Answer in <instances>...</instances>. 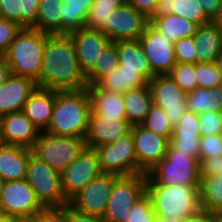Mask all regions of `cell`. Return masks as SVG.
Returning <instances> with one entry per match:
<instances>
[{"label": "cell", "mask_w": 222, "mask_h": 222, "mask_svg": "<svg viewBox=\"0 0 222 222\" xmlns=\"http://www.w3.org/2000/svg\"><path fill=\"white\" fill-rule=\"evenodd\" d=\"M37 87L33 79L12 74L0 87V117L22 111Z\"/></svg>", "instance_id": "cell-20"}, {"label": "cell", "mask_w": 222, "mask_h": 222, "mask_svg": "<svg viewBox=\"0 0 222 222\" xmlns=\"http://www.w3.org/2000/svg\"><path fill=\"white\" fill-rule=\"evenodd\" d=\"M148 81L137 71L116 69L102 77L96 85L101 89L124 94L130 89L144 87Z\"/></svg>", "instance_id": "cell-28"}, {"label": "cell", "mask_w": 222, "mask_h": 222, "mask_svg": "<svg viewBox=\"0 0 222 222\" xmlns=\"http://www.w3.org/2000/svg\"><path fill=\"white\" fill-rule=\"evenodd\" d=\"M186 104L187 110L198 114L208 111L222 112V87H196L186 94Z\"/></svg>", "instance_id": "cell-31"}, {"label": "cell", "mask_w": 222, "mask_h": 222, "mask_svg": "<svg viewBox=\"0 0 222 222\" xmlns=\"http://www.w3.org/2000/svg\"><path fill=\"white\" fill-rule=\"evenodd\" d=\"M36 222H67V205L43 207L36 213Z\"/></svg>", "instance_id": "cell-46"}, {"label": "cell", "mask_w": 222, "mask_h": 222, "mask_svg": "<svg viewBox=\"0 0 222 222\" xmlns=\"http://www.w3.org/2000/svg\"><path fill=\"white\" fill-rule=\"evenodd\" d=\"M3 184H4V180L0 176V197H1L2 189H3Z\"/></svg>", "instance_id": "cell-60"}, {"label": "cell", "mask_w": 222, "mask_h": 222, "mask_svg": "<svg viewBox=\"0 0 222 222\" xmlns=\"http://www.w3.org/2000/svg\"><path fill=\"white\" fill-rule=\"evenodd\" d=\"M54 103V90L37 87L24 104L22 111L38 130L43 132L51 121Z\"/></svg>", "instance_id": "cell-23"}, {"label": "cell", "mask_w": 222, "mask_h": 222, "mask_svg": "<svg viewBox=\"0 0 222 222\" xmlns=\"http://www.w3.org/2000/svg\"><path fill=\"white\" fill-rule=\"evenodd\" d=\"M139 41L154 75L169 74L177 63L172 37L162 35L151 23Z\"/></svg>", "instance_id": "cell-11"}, {"label": "cell", "mask_w": 222, "mask_h": 222, "mask_svg": "<svg viewBox=\"0 0 222 222\" xmlns=\"http://www.w3.org/2000/svg\"><path fill=\"white\" fill-rule=\"evenodd\" d=\"M156 222H182L178 218H165L163 214H156Z\"/></svg>", "instance_id": "cell-55"}, {"label": "cell", "mask_w": 222, "mask_h": 222, "mask_svg": "<svg viewBox=\"0 0 222 222\" xmlns=\"http://www.w3.org/2000/svg\"><path fill=\"white\" fill-rule=\"evenodd\" d=\"M221 32H222V19H220L218 22H217Z\"/></svg>", "instance_id": "cell-61"}, {"label": "cell", "mask_w": 222, "mask_h": 222, "mask_svg": "<svg viewBox=\"0 0 222 222\" xmlns=\"http://www.w3.org/2000/svg\"><path fill=\"white\" fill-rule=\"evenodd\" d=\"M200 178L201 209L222 216V173Z\"/></svg>", "instance_id": "cell-32"}, {"label": "cell", "mask_w": 222, "mask_h": 222, "mask_svg": "<svg viewBox=\"0 0 222 222\" xmlns=\"http://www.w3.org/2000/svg\"><path fill=\"white\" fill-rule=\"evenodd\" d=\"M126 120L132 125H141L153 104L149 85L130 89L123 94Z\"/></svg>", "instance_id": "cell-27"}, {"label": "cell", "mask_w": 222, "mask_h": 222, "mask_svg": "<svg viewBox=\"0 0 222 222\" xmlns=\"http://www.w3.org/2000/svg\"><path fill=\"white\" fill-rule=\"evenodd\" d=\"M168 75L186 94L197 87L196 64L177 62Z\"/></svg>", "instance_id": "cell-37"}, {"label": "cell", "mask_w": 222, "mask_h": 222, "mask_svg": "<svg viewBox=\"0 0 222 222\" xmlns=\"http://www.w3.org/2000/svg\"><path fill=\"white\" fill-rule=\"evenodd\" d=\"M0 17L21 26L20 0H0Z\"/></svg>", "instance_id": "cell-48"}, {"label": "cell", "mask_w": 222, "mask_h": 222, "mask_svg": "<svg viewBox=\"0 0 222 222\" xmlns=\"http://www.w3.org/2000/svg\"><path fill=\"white\" fill-rule=\"evenodd\" d=\"M132 125L126 118H111L90 115L88 131L85 136L87 148L95 149L124 137L131 132Z\"/></svg>", "instance_id": "cell-19"}, {"label": "cell", "mask_w": 222, "mask_h": 222, "mask_svg": "<svg viewBox=\"0 0 222 222\" xmlns=\"http://www.w3.org/2000/svg\"><path fill=\"white\" fill-rule=\"evenodd\" d=\"M200 162L171 144L165 158L148 173L146 185L200 187Z\"/></svg>", "instance_id": "cell-4"}, {"label": "cell", "mask_w": 222, "mask_h": 222, "mask_svg": "<svg viewBox=\"0 0 222 222\" xmlns=\"http://www.w3.org/2000/svg\"><path fill=\"white\" fill-rule=\"evenodd\" d=\"M40 131L23 111L0 117V143L31 149Z\"/></svg>", "instance_id": "cell-17"}, {"label": "cell", "mask_w": 222, "mask_h": 222, "mask_svg": "<svg viewBox=\"0 0 222 222\" xmlns=\"http://www.w3.org/2000/svg\"><path fill=\"white\" fill-rule=\"evenodd\" d=\"M126 3L128 0H94L86 20V27L98 29L108 36L110 15Z\"/></svg>", "instance_id": "cell-34"}, {"label": "cell", "mask_w": 222, "mask_h": 222, "mask_svg": "<svg viewBox=\"0 0 222 222\" xmlns=\"http://www.w3.org/2000/svg\"><path fill=\"white\" fill-rule=\"evenodd\" d=\"M91 113V101L87 88L55 91L53 113L45 132L85 138Z\"/></svg>", "instance_id": "cell-2"}, {"label": "cell", "mask_w": 222, "mask_h": 222, "mask_svg": "<svg viewBox=\"0 0 222 222\" xmlns=\"http://www.w3.org/2000/svg\"><path fill=\"white\" fill-rule=\"evenodd\" d=\"M134 140L138 174H147L166 156L170 140L162 135L146 129L142 125L131 128Z\"/></svg>", "instance_id": "cell-15"}, {"label": "cell", "mask_w": 222, "mask_h": 222, "mask_svg": "<svg viewBox=\"0 0 222 222\" xmlns=\"http://www.w3.org/2000/svg\"><path fill=\"white\" fill-rule=\"evenodd\" d=\"M67 222H107L103 217L84 214L67 204Z\"/></svg>", "instance_id": "cell-50"}, {"label": "cell", "mask_w": 222, "mask_h": 222, "mask_svg": "<svg viewBox=\"0 0 222 222\" xmlns=\"http://www.w3.org/2000/svg\"><path fill=\"white\" fill-rule=\"evenodd\" d=\"M150 24L149 18L126 3L115 9L108 19V37L111 42L136 40Z\"/></svg>", "instance_id": "cell-16"}, {"label": "cell", "mask_w": 222, "mask_h": 222, "mask_svg": "<svg viewBox=\"0 0 222 222\" xmlns=\"http://www.w3.org/2000/svg\"><path fill=\"white\" fill-rule=\"evenodd\" d=\"M205 14L213 20L219 11L221 0H198Z\"/></svg>", "instance_id": "cell-53"}, {"label": "cell", "mask_w": 222, "mask_h": 222, "mask_svg": "<svg viewBox=\"0 0 222 222\" xmlns=\"http://www.w3.org/2000/svg\"><path fill=\"white\" fill-rule=\"evenodd\" d=\"M220 19H222V0L219 6V11L216 17L212 20V22L217 23Z\"/></svg>", "instance_id": "cell-59"}, {"label": "cell", "mask_w": 222, "mask_h": 222, "mask_svg": "<svg viewBox=\"0 0 222 222\" xmlns=\"http://www.w3.org/2000/svg\"><path fill=\"white\" fill-rule=\"evenodd\" d=\"M148 85L153 104L160 106L175 126L187 111L186 93L168 75H155Z\"/></svg>", "instance_id": "cell-12"}, {"label": "cell", "mask_w": 222, "mask_h": 222, "mask_svg": "<svg viewBox=\"0 0 222 222\" xmlns=\"http://www.w3.org/2000/svg\"><path fill=\"white\" fill-rule=\"evenodd\" d=\"M92 113L96 116L126 118L123 94L88 85Z\"/></svg>", "instance_id": "cell-26"}, {"label": "cell", "mask_w": 222, "mask_h": 222, "mask_svg": "<svg viewBox=\"0 0 222 222\" xmlns=\"http://www.w3.org/2000/svg\"><path fill=\"white\" fill-rule=\"evenodd\" d=\"M68 35L76 46L77 59L85 74L94 66L103 49L111 42L102 31L86 26Z\"/></svg>", "instance_id": "cell-18"}, {"label": "cell", "mask_w": 222, "mask_h": 222, "mask_svg": "<svg viewBox=\"0 0 222 222\" xmlns=\"http://www.w3.org/2000/svg\"><path fill=\"white\" fill-rule=\"evenodd\" d=\"M124 222H156L152 201L147 193L136 201Z\"/></svg>", "instance_id": "cell-40"}, {"label": "cell", "mask_w": 222, "mask_h": 222, "mask_svg": "<svg viewBox=\"0 0 222 222\" xmlns=\"http://www.w3.org/2000/svg\"><path fill=\"white\" fill-rule=\"evenodd\" d=\"M141 125L155 134L162 135L169 140L173 134L174 126L171 124L168 116L164 113V110L155 104H152L148 115Z\"/></svg>", "instance_id": "cell-36"}, {"label": "cell", "mask_w": 222, "mask_h": 222, "mask_svg": "<svg viewBox=\"0 0 222 222\" xmlns=\"http://www.w3.org/2000/svg\"><path fill=\"white\" fill-rule=\"evenodd\" d=\"M116 44L119 66L117 69L137 71L148 82L155 76L139 39L119 40Z\"/></svg>", "instance_id": "cell-21"}, {"label": "cell", "mask_w": 222, "mask_h": 222, "mask_svg": "<svg viewBox=\"0 0 222 222\" xmlns=\"http://www.w3.org/2000/svg\"><path fill=\"white\" fill-rule=\"evenodd\" d=\"M169 14L185 18L198 26L212 22L198 0H158L153 14L149 17V22Z\"/></svg>", "instance_id": "cell-22"}, {"label": "cell", "mask_w": 222, "mask_h": 222, "mask_svg": "<svg viewBox=\"0 0 222 222\" xmlns=\"http://www.w3.org/2000/svg\"><path fill=\"white\" fill-rule=\"evenodd\" d=\"M171 138H201L199 114L187 110L174 126Z\"/></svg>", "instance_id": "cell-38"}, {"label": "cell", "mask_w": 222, "mask_h": 222, "mask_svg": "<svg viewBox=\"0 0 222 222\" xmlns=\"http://www.w3.org/2000/svg\"><path fill=\"white\" fill-rule=\"evenodd\" d=\"M155 214L165 218H178L181 221L201 209L199 187L146 185Z\"/></svg>", "instance_id": "cell-5"}, {"label": "cell", "mask_w": 222, "mask_h": 222, "mask_svg": "<svg viewBox=\"0 0 222 222\" xmlns=\"http://www.w3.org/2000/svg\"><path fill=\"white\" fill-rule=\"evenodd\" d=\"M21 29L22 27L18 23L0 17V54L4 55L7 52Z\"/></svg>", "instance_id": "cell-44"}, {"label": "cell", "mask_w": 222, "mask_h": 222, "mask_svg": "<svg viewBox=\"0 0 222 222\" xmlns=\"http://www.w3.org/2000/svg\"><path fill=\"white\" fill-rule=\"evenodd\" d=\"M222 173V155L200 162V177L215 176Z\"/></svg>", "instance_id": "cell-49"}, {"label": "cell", "mask_w": 222, "mask_h": 222, "mask_svg": "<svg viewBox=\"0 0 222 222\" xmlns=\"http://www.w3.org/2000/svg\"><path fill=\"white\" fill-rule=\"evenodd\" d=\"M170 144L200 162V138H171Z\"/></svg>", "instance_id": "cell-47"}, {"label": "cell", "mask_w": 222, "mask_h": 222, "mask_svg": "<svg viewBox=\"0 0 222 222\" xmlns=\"http://www.w3.org/2000/svg\"><path fill=\"white\" fill-rule=\"evenodd\" d=\"M16 222H36V214L34 216H17Z\"/></svg>", "instance_id": "cell-57"}, {"label": "cell", "mask_w": 222, "mask_h": 222, "mask_svg": "<svg viewBox=\"0 0 222 222\" xmlns=\"http://www.w3.org/2000/svg\"><path fill=\"white\" fill-rule=\"evenodd\" d=\"M17 216L14 215H6L1 214L0 215V222H16Z\"/></svg>", "instance_id": "cell-56"}, {"label": "cell", "mask_w": 222, "mask_h": 222, "mask_svg": "<svg viewBox=\"0 0 222 222\" xmlns=\"http://www.w3.org/2000/svg\"><path fill=\"white\" fill-rule=\"evenodd\" d=\"M62 0H40L35 30L51 35L61 34Z\"/></svg>", "instance_id": "cell-30"}, {"label": "cell", "mask_w": 222, "mask_h": 222, "mask_svg": "<svg viewBox=\"0 0 222 222\" xmlns=\"http://www.w3.org/2000/svg\"><path fill=\"white\" fill-rule=\"evenodd\" d=\"M63 15L61 21V34L86 26V20L94 0H62Z\"/></svg>", "instance_id": "cell-29"}, {"label": "cell", "mask_w": 222, "mask_h": 222, "mask_svg": "<svg viewBox=\"0 0 222 222\" xmlns=\"http://www.w3.org/2000/svg\"><path fill=\"white\" fill-rule=\"evenodd\" d=\"M101 173L96 151L91 148H86L61 172L62 190L66 199L69 201Z\"/></svg>", "instance_id": "cell-14"}, {"label": "cell", "mask_w": 222, "mask_h": 222, "mask_svg": "<svg viewBox=\"0 0 222 222\" xmlns=\"http://www.w3.org/2000/svg\"><path fill=\"white\" fill-rule=\"evenodd\" d=\"M222 155L221 134L200 138V162L212 157Z\"/></svg>", "instance_id": "cell-43"}, {"label": "cell", "mask_w": 222, "mask_h": 222, "mask_svg": "<svg viewBox=\"0 0 222 222\" xmlns=\"http://www.w3.org/2000/svg\"><path fill=\"white\" fill-rule=\"evenodd\" d=\"M197 63L216 62L222 53V32L217 23L198 26L193 35Z\"/></svg>", "instance_id": "cell-24"}, {"label": "cell", "mask_w": 222, "mask_h": 222, "mask_svg": "<svg viewBox=\"0 0 222 222\" xmlns=\"http://www.w3.org/2000/svg\"><path fill=\"white\" fill-rule=\"evenodd\" d=\"M182 222H222V216L200 209L195 214L184 218Z\"/></svg>", "instance_id": "cell-51"}, {"label": "cell", "mask_w": 222, "mask_h": 222, "mask_svg": "<svg viewBox=\"0 0 222 222\" xmlns=\"http://www.w3.org/2000/svg\"><path fill=\"white\" fill-rule=\"evenodd\" d=\"M197 87L214 88L221 86V72L216 62L196 63Z\"/></svg>", "instance_id": "cell-39"}, {"label": "cell", "mask_w": 222, "mask_h": 222, "mask_svg": "<svg viewBox=\"0 0 222 222\" xmlns=\"http://www.w3.org/2000/svg\"><path fill=\"white\" fill-rule=\"evenodd\" d=\"M40 0H20L21 27L32 28L37 19Z\"/></svg>", "instance_id": "cell-45"}, {"label": "cell", "mask_w": 222, "mask_h": 222, "mask_svg": "<svg viewBox=\"0 0 222 222\" xmlns=\"http://www.w3.org/2000/svg\"><path fill=\"white\" fill-rule=\"evenodd\" d=\"M31 149L0 143V176L4 181L26 178Z\"/></svg>", "instance_id": "cell-25"}, {"label": "cell", "mask_w": 222, "mask_h": 222, "mask_svg": "<svg viewBox=\"0 0 222 222\" xmlns=\"http://www.w3.org/2000/svg\"><path fill=\"white\" fill-rule=\"evenodd\" d=\"M43 207L25 179L4 181L0 197L2 214L18 217L34 216Z\"/></svg>", "instance_id": "cell-13"}, {"label": "cell", "mask_w": 222, "mask_h": 222, "mask_svg": "<svg viewBox=\"0 0 222 222\" xmlns=\"http://www.w3.org/2000/svg\"><path fill=\"white\" fill-rule=\"evenodd\" d=\"M119 66L116 44L110 42L96 60L94 66L86 73L88 85L96 84L102 77L110 74Z\"/></svg>", "instance_id": "cell-35"}, {"label": "cell", "mask_w": 222, "mask_h": 222, "mask_svg": "<svg viewBox=\"0 0 222 222\" xmlns=\"http://www.w3.org/2000/svg\"><path fill=\"white\" fill-rule=\"evenodd\" d=\"M120 176L101 173L68 202V205L78 212L104 217L113 185Z\"/></svg>", "instance_id": "cell-10"}, {"label": "cell", "mask_w": 222, "mask_h": 222, "mask_svg": "<svg viewBox=\"0 0 222 222\" xmlns=\"http://www.w3.org/2000/svg\"><path fill=\"white\" fill-rule=\"evenodd\" d=\"M176 61L179 63H197L196 45L193 36L184 37L174 43Z\"/></svg>", "instance_id": "cell-42"}, {"label": "cell", "mask_w": 222, "mask_h": 222, "mask_svg": "<svg viewBox=\"0 0 222 222\" xmlns=\"http://www.w3.org/2000/svg\"><path fill=\"white\" fill-rule=\"evenodd\" d=\"M87 148L84 137H70L41 132L31 148L38 159L59 171L65 170Z\"/></svg>", "instance_id": "cell-6"}, {"label": "cell", "mask_w": 222, "mask_h": 222, "mask_svg": "<svg viewBox=\"0 0 222 222\" xmlns=\"http://www.w3.org/2000/svg\"><path fill=\"white\" fill-rule=\"evenodd\" d=\"M87 78L69 35L54 34L46 40L40 72V88L54 91L87 88Z\"/></svg>", "instance_id": "cell-1"}, {"label": "cell", "mask_w": 222, "mask_h": 222, "mask_svg": "<svg viewBox=\"0 0 222 222\" xmlns=\"http://www.w3.org/2000/svg\"><path fill=\"white\" fill-rule=\"evenodd\" d=\"M201 137L213 136L222 132V112L208 111L199 113Z\"/></svg>", "instance_id": "cell-41"}, {"label": "cell", "mask_w": 222, "mask_h": 222, "mask_svg": "<svg viewBox=\"0 0 222 222\" xmlns=\"http://www.w3.org/2000/svg\"><path fill=\"white\" fill-rule=\"evenodd\" d=\"M50 35L33 28L20 30L4 54L13 75L31 78L40 87L42 56Z\"/></svg>", "instance_id": "cell-3"}, {"label": "cell", "mask_w": 222, "mask_h": 222, "mask_svg": "<svg viewBox=\"0 0 222 222\" xmlns=\"http://www.w3.org/2000/svg\"><path fill=\"white\" fill-rule=\"evenodd\" d=\"M25 180L44 207L68 204L63 190L61 173L30 153Z\"/></svg>", "instance_id": "cell-7"}, {"label": "cell", "mask_w": 222, "mask_h": 222, "mask_svg": "<svg viewBox=\"0 0 222 222\" xmlns=\"http://www.w3.org/2000/svg\"><path fill=\"white\" fill-rule=\"evenodd\" d=\"M158 0H128L137 11L142 12L148 18L153 14Z\"/></svg>", "instance_id": "cell-52"}, {"label": "cell", "mask_w": 222, "mask_h": 222, "mask_svg": "<svg viewBox=\"0 0 222 222\" xmlns=\"http://www.w3.org/2000/svg\"><path fill=\"white\" fill-rule=\"evenodd\" d=\"M11 75V68L6 60L5 55L0 54V87Z\"/></svg>", "instance_id": "cell-54"}, {"label": "cell", "mask_w": 222, "mask_h": 222, "mask_svg": "<svg viewBox=\"0 0 222 222\" xmlns=\"http://www.w3.org/2000/svg\"><path fill=\"white\" fill-rule=\"evenodd\" d=\"M216 65L218 67V69L221 72V87H222V53L220 54V56L217 58L216 60Z\"/></svg>", "instance_id": "cell-58"}, {"label": "cell", "mask_w": 222, "mask_h": 222, "mask_svg": "<svg viewBox=\"0 0 222 222\" xmlns=\"http://www.w3.org/2000/svg\"><path fill=\"white\" fill-rule=\"evenodd\" d=\"M147 174L120 176L114 183L104 219L124 222L136 201L146 193Z\"/></svg>", "instance_id": "cell-8"}, {"label": "cell", "mask_w": 222, "mask_h": 222, "mask_svg": "<svg viewBox=\"0 0 222 222\" xmlns=\"http://www.w3.org/2000/svg\"><path fill=\"white\" fill-rule=\"evenodd\" d=\"M151 24L162 34L174 41L193 36L198 25L175 14L155 18Z\"/></svg>", "instance_id": "cell-33"}, {"label": "cell", "mask_w": 222, "mask_h": 222, "mask_svg": "<svg viewBox=\"0 0 222 222\" xmlns=\"http://www.w3.org/2000/svg\"><path fill=\"white\" fill-rule=\"evenodd\" d=\"M99 158L102 173L118 176L138 174V165L132 132L104 146L94 149Z\"/></svg>", "instance_id": "cell-9"}]
</instances>
